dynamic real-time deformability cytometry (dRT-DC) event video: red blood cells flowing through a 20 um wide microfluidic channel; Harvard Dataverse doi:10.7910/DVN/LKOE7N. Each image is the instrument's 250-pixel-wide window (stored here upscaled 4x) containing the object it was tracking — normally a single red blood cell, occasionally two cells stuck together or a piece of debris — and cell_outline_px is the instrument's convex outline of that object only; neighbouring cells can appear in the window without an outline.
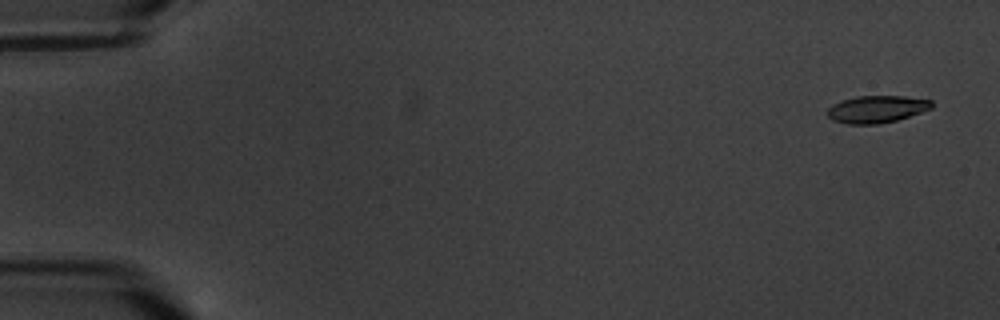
{"species": "common noctule bat (a hibernating species)", "species_latin": "Nyctalus noctula", "temperature_condition": "warm", "stored_images_in_passage": 7, "camera_frame_rate_fps": 3000, "um_per_image_px": 0.085, "animal": {"sex": "male", "body_mass_g": 20.1, "forearm_length_mm": 53.5}, "frame": {"image": 1, "passage_image": 1, "time_ms": 0.0, "image_size_px": [1000, 320], "cell_outline_px": [[932, 108], [896, 120], [880, 124], [848, 124], [832, 120], [828, 116], [828, 108], [832, 104], [856, 96], [904, 96], [932, 100]], "centroid_in_image_um": [74.51, 9.28], "position_along_channel_um": 10.5, "area_um2": 16.42}}
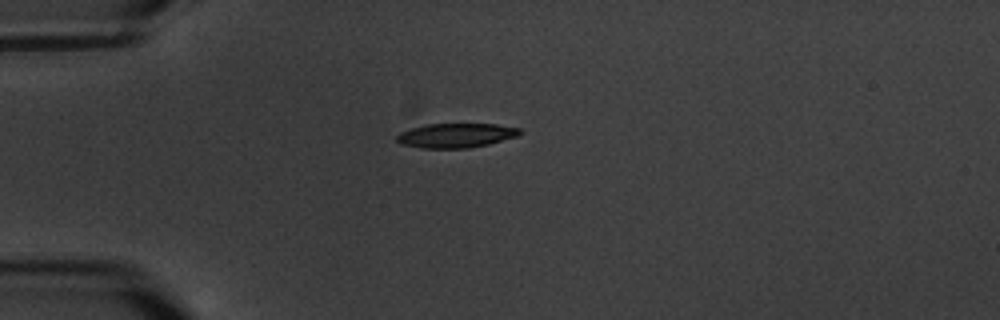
{"frame": {"image": 2, "passage_image": 4, "time_ms": 4.667, "image_size_px": [1000, 320], "cell_outline_px": [[520, 132], [516, 136], [488, 144], [468, 148], [420, 148], [400, 144], [396, 140], [396, 136], [400, 132], [424, 124], [496, 124], [520, 128]], "centroid_in_image_um": [38.7, 11.51], "position_along_channel_um": 46.3, "area_um2": 17.4}}
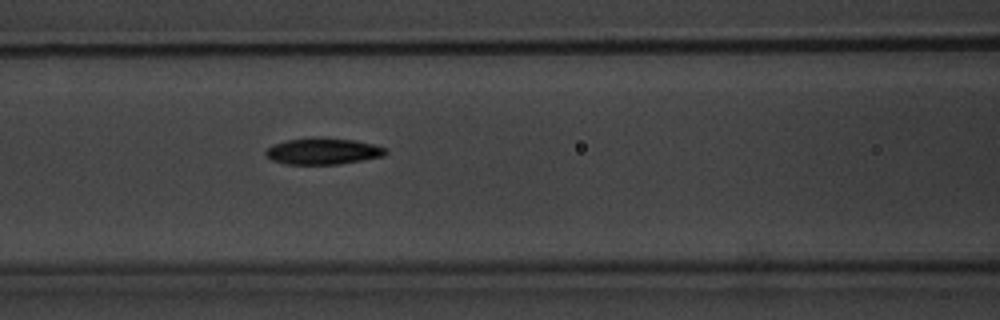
{"frame": {"image": 3, "passage_image": 7, "time_ms": 8.0, "image_size_px": [1000, 320], "cell_outline_px": [[388, 152], [384, 156], [340, 164], [284, 164], [272, 160], [264, 152], [272, 144], [288, 140], [320, 136], [356, 140], [372, 144], [384, 148]], "centroid_in_image_um": [27.45, 12.84], "position_along_channel_um": 139.2, "area_um2": 18.55}}